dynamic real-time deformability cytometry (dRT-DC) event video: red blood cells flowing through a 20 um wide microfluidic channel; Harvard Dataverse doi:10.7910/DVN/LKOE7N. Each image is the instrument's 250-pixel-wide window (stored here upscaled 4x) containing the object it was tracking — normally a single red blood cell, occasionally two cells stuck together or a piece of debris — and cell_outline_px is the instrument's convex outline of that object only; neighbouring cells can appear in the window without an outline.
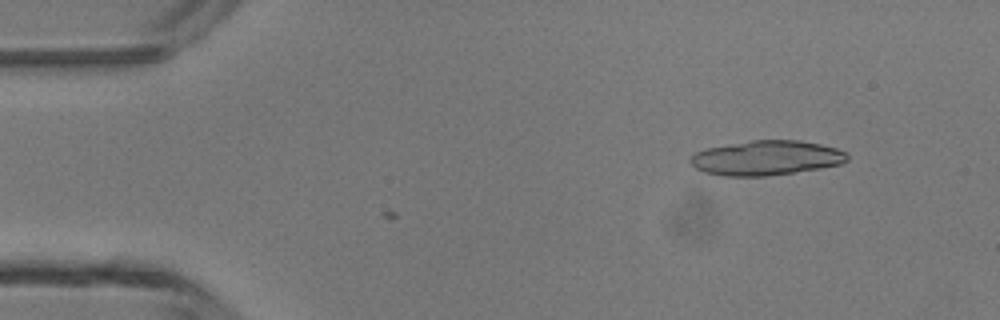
{"species": "common noctule bat (a hibernating species)", "species_latin": "Nyctalus noctula", "temperature_condition": "room temperature", "stored_images_in_passage": 3, "camera_frame_rate_fps": 3000, "um_per_image_px": 0.085, "animal": {"sex": "male", "body_mass_g": 13.3}, "frame": {"image": 1, "passage_image": 1, "time_ms": 0.0, "image_size_px": [1000, 320], "cell_outline_px": [[848, 160], [840, 164], [820, 168], [768, 176], [724, 176], [704, 172], [696, 168], [692, 164], [692, 156], [696, 152], [704, 148], [752, 140], [800, 140], [820, 144], [836, 148], [848, 152]], "centroid_in_image_um": [65.16, 13.42], "position_along_channel_um": 19.8, "area_um2": 31.67}}